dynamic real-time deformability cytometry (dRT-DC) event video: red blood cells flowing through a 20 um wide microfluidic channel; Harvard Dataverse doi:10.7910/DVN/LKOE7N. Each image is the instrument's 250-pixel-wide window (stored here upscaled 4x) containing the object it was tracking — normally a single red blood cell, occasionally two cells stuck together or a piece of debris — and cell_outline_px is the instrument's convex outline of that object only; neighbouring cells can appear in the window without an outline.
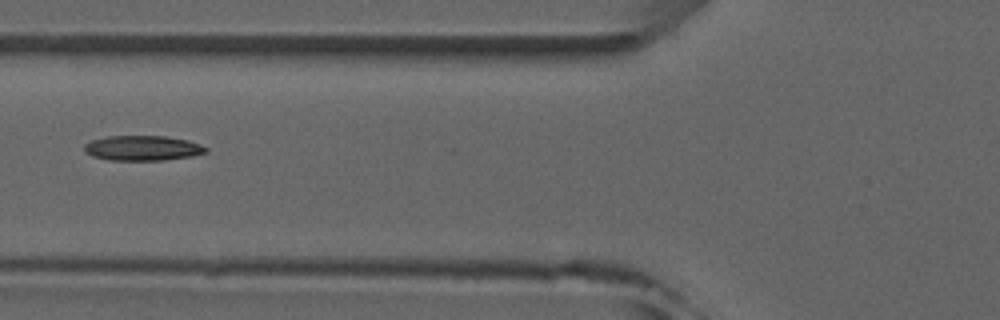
{"species": "common noctule bat (a hibernating species)", "species_latin": "Nyctalus noctula", "temperature_condition": "room temperature", "stored_images_in_passage": 6, "camera_frame_rate_fps": 3000, "um_per_image_px": 0.085, "animal": {"sex": "male", "forearm_length_mm": 52.5}, "frame": {"image": 1, "passage_image": 4, "time_ms": 3.667, "image_size_px": [1000, 320], "cell_outline_px": [[208, 152], [192, 156], [164, 160], [108, 160], [92, 156], [84, 152], [84, 144], [92, 140], [108, 136], [164, 136], [188, 140], [200, 144], [208, 148]], "centroid_in_image_um": [12.12, 12.59], "position_along_channel_um": 113.7, "area_um2": 17.8}}
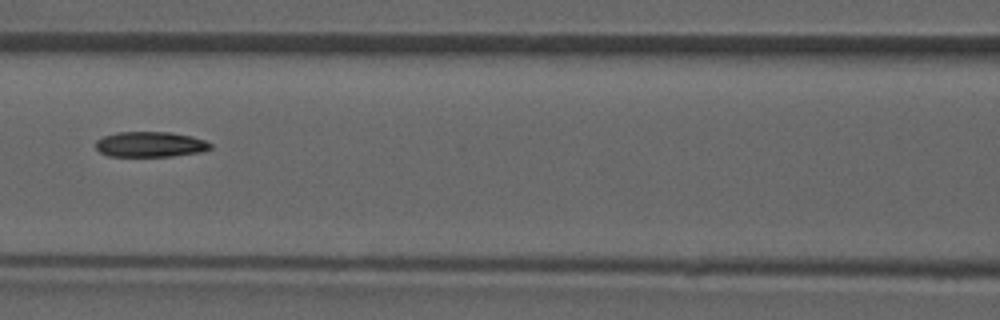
{"frame": {"image": 2, "passage_image": 5, "time_ms": 4.667, "image_size_px": [1000, 320], "cell_outline_px": [[212, 148], [200, 152], [172, 156], [108, 156], [100, 152], [96, 148], [96, 140], [104, 136], [116, 132], [172, 132], [192, 136], [204, 140], [212, 144]], "centroid_in_image_um": [12.77, 12.26], "position_along_channel_um": 153.8, "area_um2": 16.99}}